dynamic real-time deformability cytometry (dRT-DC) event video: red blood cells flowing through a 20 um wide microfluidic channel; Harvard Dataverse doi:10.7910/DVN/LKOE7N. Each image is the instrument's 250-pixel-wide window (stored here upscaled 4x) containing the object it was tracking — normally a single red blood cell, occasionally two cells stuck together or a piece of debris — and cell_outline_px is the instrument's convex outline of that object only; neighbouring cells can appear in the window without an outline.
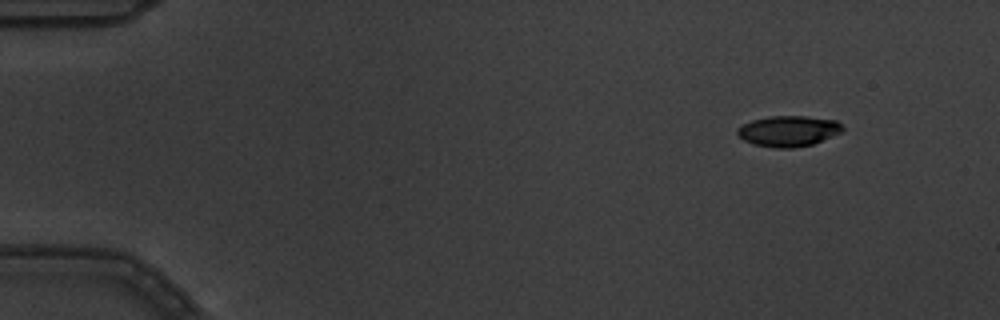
{"species": "common noctule bat (a hibernating species)", "species_latin": "Nyctalus noctula", "temperature_condition": "warm", "stored_images_in_passage": 8, "camera_frame_rate_fps": 3000, "um_per_image_px": 0.085, "animal": {"sex": "male", "body_mass_g": 19.5, "forearm_length_mm": 54.6}, "frame": {"image": 1, "passage_image": 1, "time_ms": 0.0, "image_size_px": [1000, 320], "cell_outline_px": [[844, 128], [840, 132], [812, 144], [792, 148], [776, 148], [752, 144], [744, 140], [736, 132], [736, 128], [752, 120], [772, 116], [804, 116], [836, 120]], "centroid_in_image_um": [66.98, 11.14], "position_along_channel_um": 18.0, "area_um2": 18.61}}
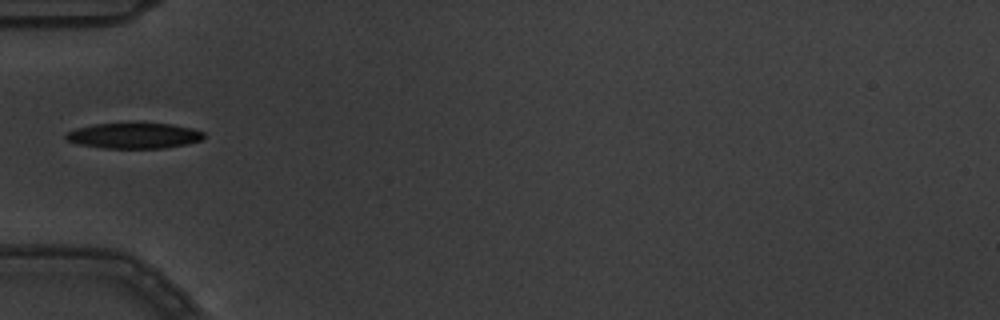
{"frame": {"image": 2, "passage_image": 5, "time_ms": 1.333, "image_size_px": [1000, 320], "cell_outline_px": [[204, 136], [200, 140], [188, 144], [164, 148], [104, 148], [80, 144], [68, 140], [64, 136], [68, 132], [76, 128], [96, 124], [172, 124], [192, 128], [204, 132]], "centroid_in_image_um": [11.42, 11.54], "position_along_channel_um": 73.6, "area_um2": 20.23}}
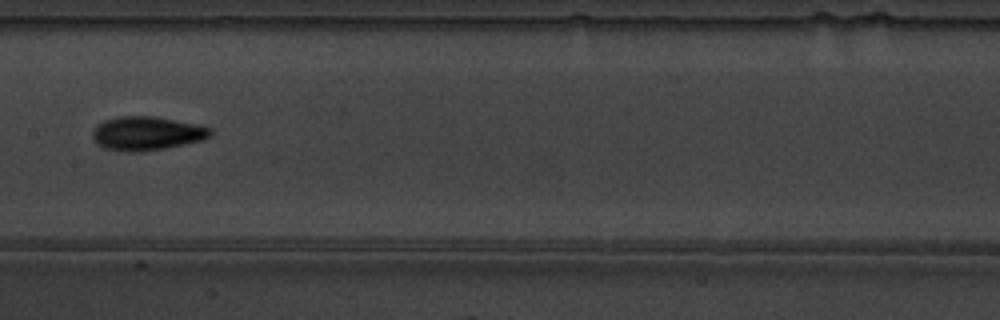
{"frame": {"image": 3, "passage_image": 8, "time_ms": 2.333, "image_size_px": [1000, 320], "cell_outline_px": [[212, 136], [204, 140], [164, 148], [140, 152], [128, 152], [104, 148], [96, 144], [92, 136], [92, 132], [104, 120], [120, 116], [152, 116], [196, 124], [212, 128]], "centroid_in_image_um": [12.49, 11.35], "position_along_channel_um": 194.9, "area_um2": 23.18}}